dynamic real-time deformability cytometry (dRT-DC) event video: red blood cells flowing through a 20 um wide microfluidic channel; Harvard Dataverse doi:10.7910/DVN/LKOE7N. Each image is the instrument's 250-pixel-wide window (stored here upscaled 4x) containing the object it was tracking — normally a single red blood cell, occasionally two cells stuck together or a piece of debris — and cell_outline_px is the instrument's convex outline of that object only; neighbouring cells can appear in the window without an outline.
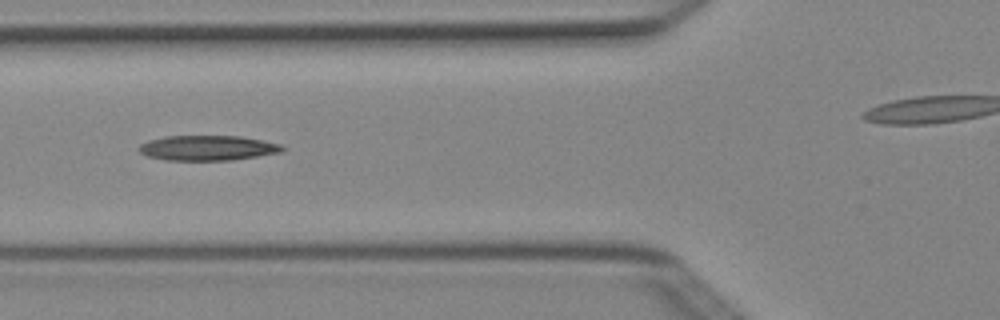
{"species": "Egyptian fruit bat (a non-hibernating species)", "species_latin": "Rousettus aegyptiacus", "temperature_condition": "cold", "stored_images_in_passage": 4, "camera_frame_rate_fps": 3000, "um_per_image_px": 0.085, "animal": {"sex": "female"}, "frame": {"image": 1, "passage_image": 4, "time_ms": 1.0, "image_size_px": [1000, 320], "cell_outline_px": [[284, 152], [232, 160], [164, 160], [148, 156], [140, 152], [136, 148], [140, 144], [148, 140], [164, 136], [240, 136], [280, 144], [284, 148]], "centroid_in_image_um": [17.62, 12.58], "position_along_channel_um": 108.2, "area_um2": 20.98}}